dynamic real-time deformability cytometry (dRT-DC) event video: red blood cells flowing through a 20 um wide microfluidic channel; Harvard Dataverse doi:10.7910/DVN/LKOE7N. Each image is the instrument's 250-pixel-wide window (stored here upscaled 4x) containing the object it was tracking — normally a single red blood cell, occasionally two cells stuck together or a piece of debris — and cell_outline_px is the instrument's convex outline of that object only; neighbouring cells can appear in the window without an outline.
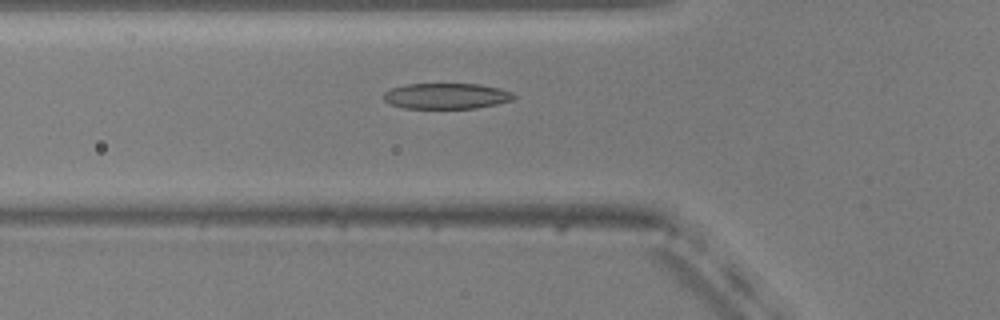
{"species": "common noctule bat (a hibernating species)", "species_latin": "Nyctalus noctula", "temperature_condition": "warm", "stored_images_in_passage": 45, "camera_frame_rate_fps": 3000, "um_per_image_px": 0.085, "animal": {"sex": "male", "body_mass_g": 20.5, "forearm_length_mm": 52.5}, "frame": {"image": 1, "passage_image": 10, "time_ms": 3.0, "image_size_px": [1000, 320], "cell_outline_px": [[516, 96], [512, 100], [496, 104], [476, 108], [404, 108], [392, 104], [384, 100], [384, 92], [392, 88], [404, 84], [480, 84], [500, 88], [512, 92]], "centroid_in_image_um": [37.96, 8.15], "position_along_channel_um": 87.8, "area_um2": 19.48}}
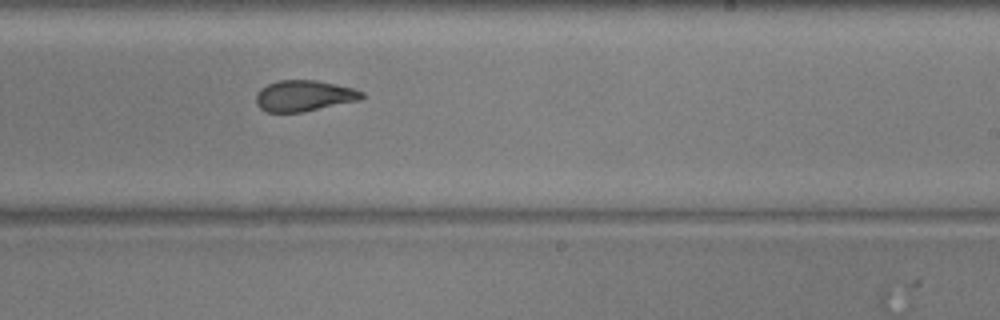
{"frame": {"image": 2, "passage_image": 24, "time_ms": 7.667, "image_size_px": [1000, 320], "cell_outline_px": [[364, 96], [360, 100], [304, 112], [268, 112], [260, 108], [256, 104], [256, 96], [260, 88], [268, 84], [280, 80], [316, 80], [352, 88], [364, 92]], "centroid_in_image_um": [25.84, 8.15], "position_along_channel_um": 263.2, "area_um2": 19.07}}
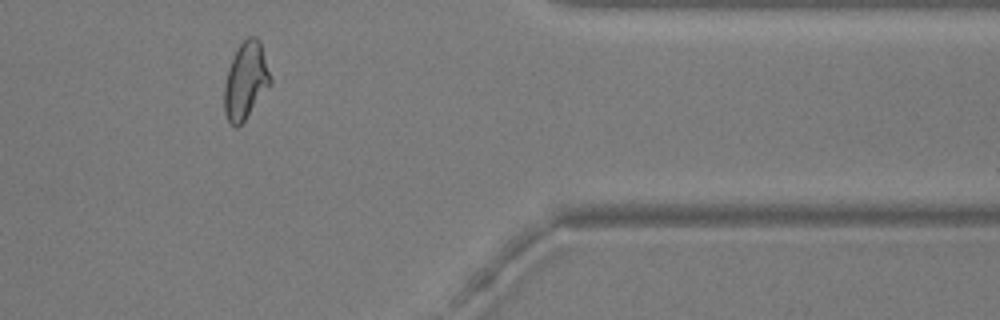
{"frame": {"image": 3, "passage_image": 36, "time_ms": 11.667, "image_size_px": [1000, 320], "cell_outline_px": [[272, 84], [244, 120], [236, 128], [228, 120], [224, 112], [224, 84], [228, 68], [240, 44], [248, 36], [256, 36], [260, 40], [272, 80]], "centroid_in_image_um": [20.9, 6.85], "position_along_channel_um": 390.5, "area_um2": 20.58}, "authors_computed_cell_mechanics": {"area_um2": 19.941, "velocity_mm_per_s": 3.7343, "shape_relaxation_time_tau1_ms": 5.4423, "shape_relaxation_time_tau2_ms": 1.4671, "deformation_change_tau1": 0.2087, "deformation_change_tau2": 0.0904}}